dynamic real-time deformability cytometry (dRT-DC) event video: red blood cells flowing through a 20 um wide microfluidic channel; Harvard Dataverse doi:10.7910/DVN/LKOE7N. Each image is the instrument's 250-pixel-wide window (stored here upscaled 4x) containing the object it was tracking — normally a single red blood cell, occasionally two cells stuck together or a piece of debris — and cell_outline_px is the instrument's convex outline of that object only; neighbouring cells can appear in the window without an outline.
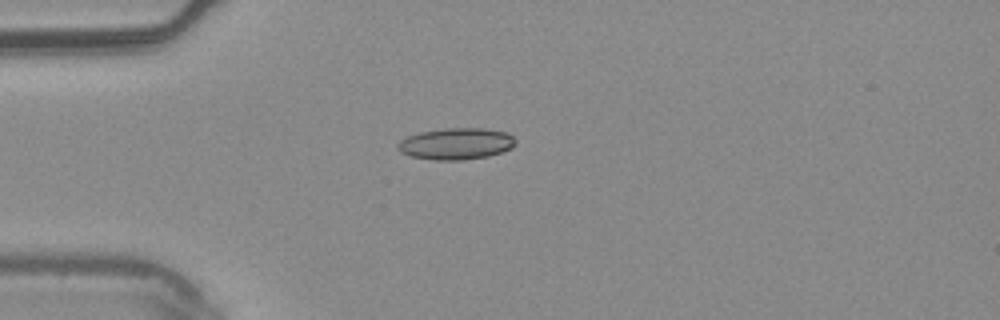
{"species": "common noctule bat (a hibernating species)", "species_latin": "Nyctalus noctula", "temperature_condition": "warm", "stored_images_in_passage": 6, "camera_frame_rate_fps": 3000, "um_per_image_px": 0.085, "animal": {"sex": "male", "body_mass_g": 20.4}, "frame": {"image": 1, "passage_image": 5, "time_ms": 1.333, "image_size_px": [1000, 320], "cell_outline_px": [[516, 144], [512, 148], [488, 156], [464, 160], [432, 160], [412, 156], [400, 152], [396, 148], [396, 144], [400, 140], [408, 136], [420, 132], [444, 128], [484, 128], [508, 132], [516, 140]], "centroid_in_image_um": [38.77, 12.21], "position_along_channel_um": 46.2, "area_um2": 21.85}}